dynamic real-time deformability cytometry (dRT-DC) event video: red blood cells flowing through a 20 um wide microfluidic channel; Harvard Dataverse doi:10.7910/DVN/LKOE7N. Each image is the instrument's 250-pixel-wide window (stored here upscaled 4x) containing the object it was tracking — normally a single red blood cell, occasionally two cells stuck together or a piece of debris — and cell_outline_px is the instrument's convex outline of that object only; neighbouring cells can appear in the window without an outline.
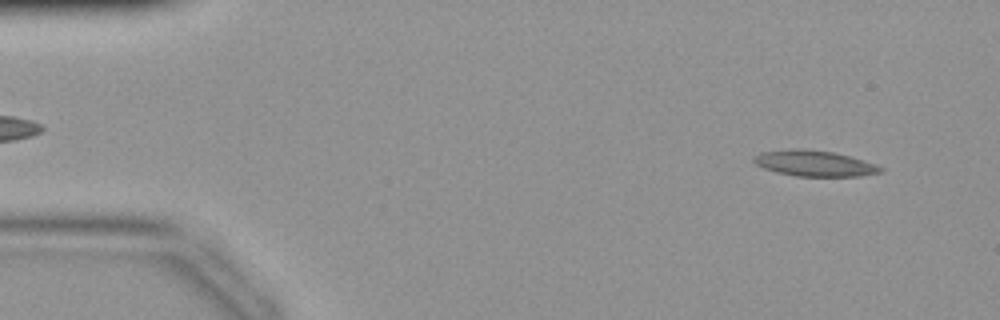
{"species": "common noctule bat (a hibernating species)", "species_latin": "Nyctalus noctula", "temperature_condition": "warm", "stored_images_in_passage": 42, "camera_frame_rate_fps": 3000, "um_per_image_px": 0.085, "animal": {"sex": "female", "body_mass_g": 19.9}, "frame": {"image": 1, "passage_image": 3, "time_ms": 0.667, "image_size_px": [1000, 320], "cell_outline_px": [[884, 168], [880, 172], [860, 176], [796, 176], [776, 172], [764, 168], [756, 164], [752, 160], [752, 156], [760, 152], [792, 148], [800, 148], [836, 152], [852, 156], [876, 164]], "centroid_in_image_um": [69.21, 13.87], "position_along_channel_um": 15.8, "area_um2": 19.31}}
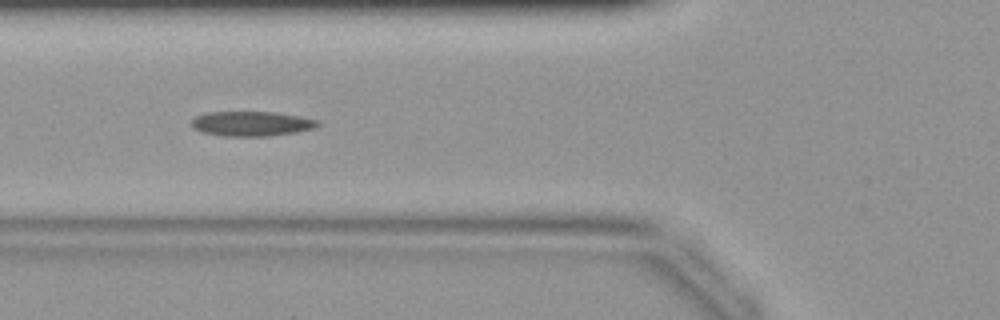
{"frame": {"image": 2, "passage_image": 15, "time_ms": 4.667, "image_size_px": [1000, 320], "cell_outline_px": [[320, 124], [312, 128], [296, 132], [268, 136], [224, 136], [200, 132], [192, 128], [192, 120], [196, 116], [208, 112], [276, 112], [320, 120]], "centroid_in_image_um": [21.36, 10.51], "position_along_channel_um": 104.4, "area_um2": 18.21}}
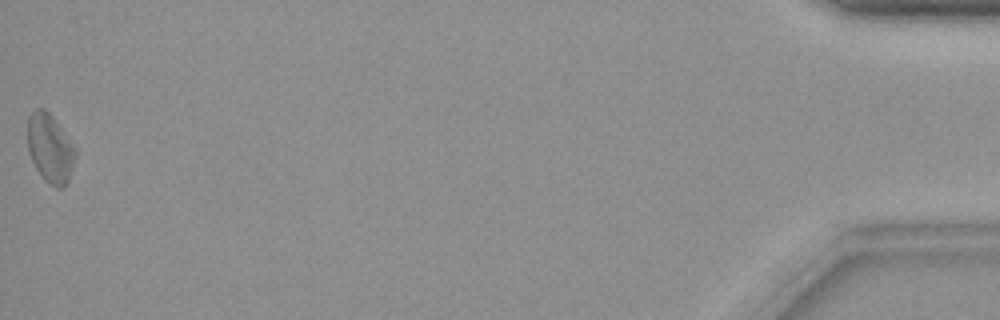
{"frame": {"image": 3, "passage_image": 42, "time_ms": 13.667, "image_size_px": [1000, 320], "cell_outline_px": [[76, 156], [68, 180], [64, 188], [56, 188], [44, 180], [36, 168], [28, 152], [28, 116], [36, 108], [44, 108], [52, 116], [76, 148]], "centroid_in_image_um": [4.26, 12.62], "position_along_channel_um": 430.9, "area_um2": 19.07}}